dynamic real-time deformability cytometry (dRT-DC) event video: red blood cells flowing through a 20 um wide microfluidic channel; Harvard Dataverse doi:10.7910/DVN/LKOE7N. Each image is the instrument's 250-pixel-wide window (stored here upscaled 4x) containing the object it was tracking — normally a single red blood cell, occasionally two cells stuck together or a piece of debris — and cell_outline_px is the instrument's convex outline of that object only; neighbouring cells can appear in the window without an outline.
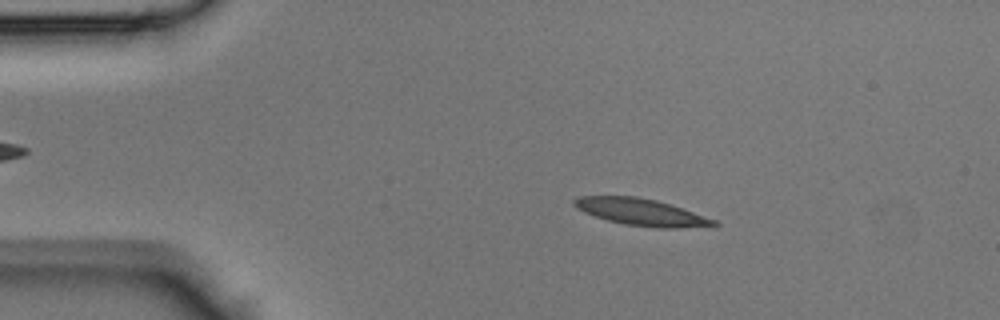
{"species": "Egyptian fruit bat (a non-hibernating species)", "species_latin": "Rousettus aegyptiacus", "temperature_condition": "room temperature", "stored_images_in_passage": 47, "camera_frame_rate_fps": 3000, "um_per_image_px": 0.085, "animal": {"sex": "male"}, "frame": {"image": 1, "passage_image": 8, "time_ms": 2.333, "image_size_px": [1000, 320], "cell_outline_px": [[720, 224], [676, 228], [660, 228], [624, 224], [608, 220], [584, 212], [576, 208], [572, 204], [572, 200], [580, 196], [636, 196], [656, 200], [716, 220]], "centroid_in_image_um": [54.42, 18.02], "position_along_channel_um": 30.6, "area_um2": 21.39}}
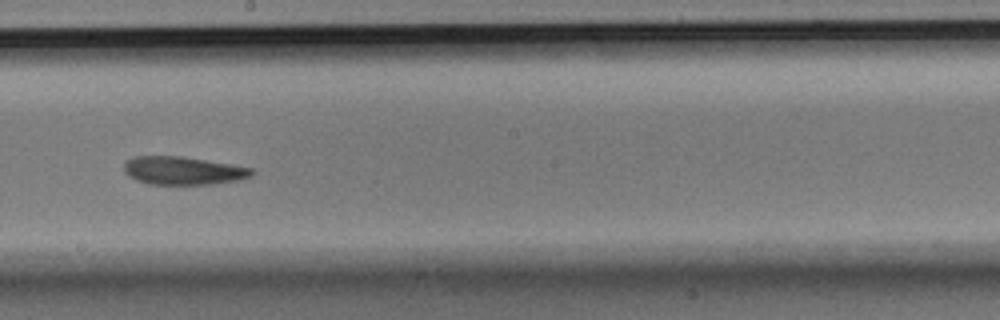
{"frame": {"image": 2, "passage_image": 26, "time_ms": 8.333, "image_size_px": [1000, 320], "cell_outline_px": [[256, 172], [252, 176], [240, 180], [212, 184], [148, 184], [136, 180], [128, 176], [124, 172], [124, 164], [132, 156], [184, 156], [252, 168]], "centroid_in_image_um": [15.57, 14.5], "position_along_channel_um": 232.6, "area_um2": 21.1}}
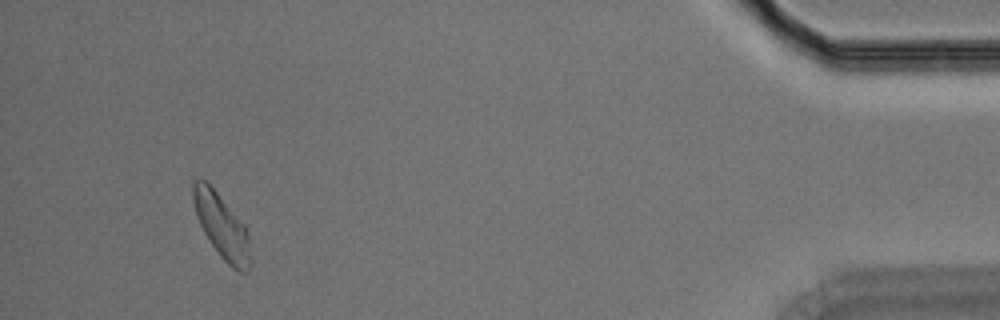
{"frame": {"image": 3, "passage_image": 44, "time_ms": 14.333, "image_size_px": [1000, 320], "cell_outline_px": [[252, 264], [248, 272], [240, 272], [232, 268], [220, 256], [204, 232], [196, 216], [192, 200], [192, 180], [200, 176], [208, 180], [244, 224], [248, 236]], "centroid_in_image_um": [18.83, 19.16], "position_along_channel_um": 416.4, "area_um2": 21.96}}